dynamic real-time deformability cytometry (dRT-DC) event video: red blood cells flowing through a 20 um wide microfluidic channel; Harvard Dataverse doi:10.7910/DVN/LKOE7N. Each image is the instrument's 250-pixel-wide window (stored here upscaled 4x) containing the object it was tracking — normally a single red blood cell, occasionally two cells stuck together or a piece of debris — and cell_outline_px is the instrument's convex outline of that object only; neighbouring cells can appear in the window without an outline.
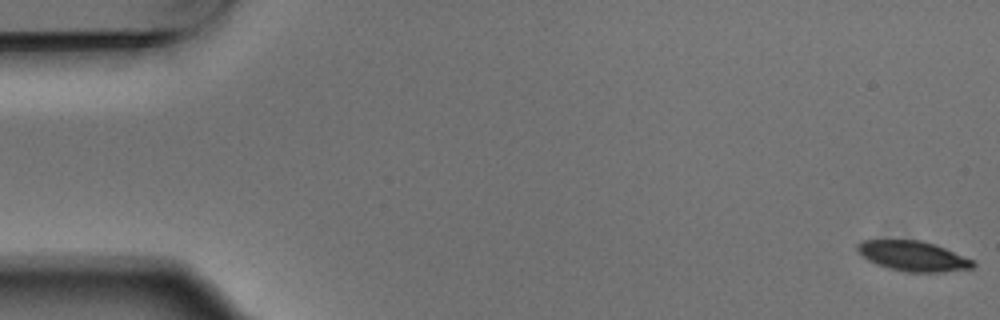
{"species": "Egyptian fruit bat (a non-hibernating species)", "species_latin": "Rousettus aegyptiacus", "temperature_condition": "warm", "stored_images_in_passage": 5, "camera_frame_rate_fps": 3000, "um_per_image_px": 0.085, "animal": {"sex": "male"}, "frame": {"image": 1, "passage_image": 1, "time_ms": 0.0, "image_size_px": [1000, 320], "cell_outline_px": [[976, 264], [972, 268], [940, 272], [908, 272], [888, 268], [876, 264], [868, 260], [856, 248], [856, 244], [860, 240], [920, 240], [944, 248], [976, 260]], "centroid_in_image_um": [77.62, 21.76], "position_along_channel_um": 7.4, "area_um2": 20.17}}